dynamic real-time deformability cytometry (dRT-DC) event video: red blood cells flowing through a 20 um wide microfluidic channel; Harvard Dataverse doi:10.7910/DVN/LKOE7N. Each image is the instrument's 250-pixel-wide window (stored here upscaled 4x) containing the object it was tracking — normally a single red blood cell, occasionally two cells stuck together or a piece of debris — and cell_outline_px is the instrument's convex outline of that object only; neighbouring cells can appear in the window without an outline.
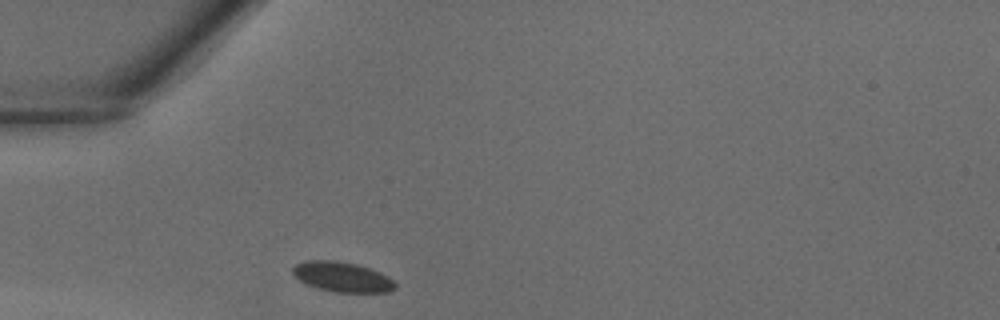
{"species": "common noctule bat (a hibernating species)", "species_latin": "Nyctalus noctula", "temperature_condition": "warm", "stored_images_in_passage": 23, "camera_frame_rate_fps": 3000, "um_per_image_px": 0.085, "animal": {"sex": "male", "body_mass_g": 18.8}, "frame": {"image": 1, "passage_image": 1, "time_ms": 0.0, "image_size_px": [1000, 320], "cell_outline_px": [[396, 288], [388, 292], [336, 292], [320, 288], [308, 284], [300, 280], [292, 272], [292, 268], [296, 264], [308, 260], [336, 260], [356, 264], [380, 272], [388, 276], [396, 284]], "centroid_in_image_um": [29.11, 23.53], "position_along_channel_um": 55.9, "area_um2": 17.69}}
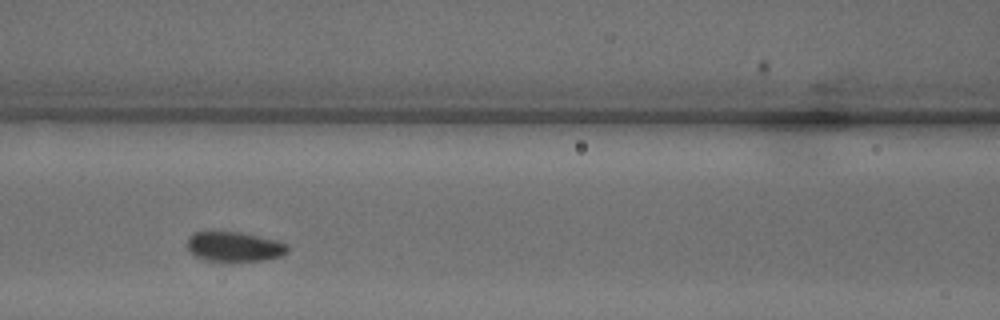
{"frame": {"image": 2, "passage_image": 7, "time_ms": 2.0, "image_size_px": [1000, 320], "cell_outline_px": [[288, 252], [280, 256], [268, 260], [204, 260], [196, 256], [188, 248], [188, 236], [192, 232], [212, 228], [240, 232], [276, 240], [288, 244]], "centroid_in_image_um": [19.87, 20.9], "position_along_channel_um": 146.7, "area_um2": 17.86}}
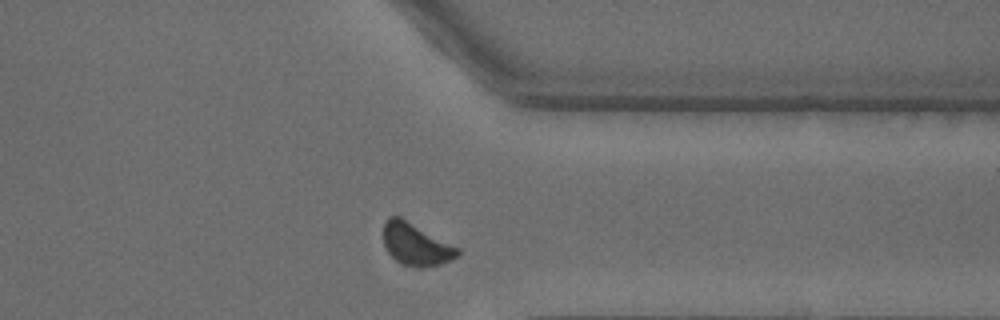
{"frame": {"image": 3, "passage_image": 21, "time_ms": 6.667, "image_size_px": [1000, 320], "cell_outline_px": [[460, 256], [452, 260], [440, 264], [420, 268], [416, 268], [400, 264], [388, 252], [384, 244], [384, 220], [388, 216], [400, 216], [460, 248]], "centroid_in_image_um": [35.37, 20.77], "position_along_channel_um": 376.0, "area_um2": 18.5}}